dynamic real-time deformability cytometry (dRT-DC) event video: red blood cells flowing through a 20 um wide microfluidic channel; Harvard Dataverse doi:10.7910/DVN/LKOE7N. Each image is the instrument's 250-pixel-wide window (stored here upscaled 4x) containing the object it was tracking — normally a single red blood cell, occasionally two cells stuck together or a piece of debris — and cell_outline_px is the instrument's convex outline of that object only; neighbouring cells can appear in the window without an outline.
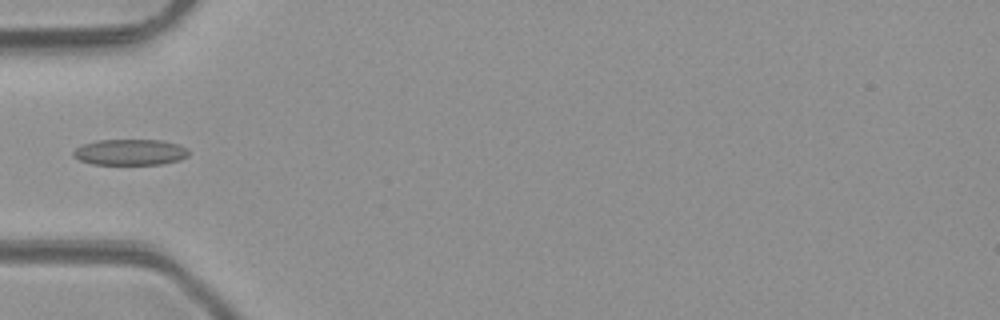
{"species": "common noctule bat (a hibernating species)", "species_latin": "Nyctalus noctula", "temperature_condition": "room temperature", "stored_images_in_passage": 5, "camera_frame_rate_fps": 3000, "um_per_image_px": 0.085, "animal": {"sex": "male", "body_mass_g": 23.1, "forearm_length_mm": 52.7}, "frame": {"image": 1, "passage_image": 5, "time_ms": 4.667, "image_size_px": [1000, 320], "cell_outline_px": [[188, 156], [180, 160], [160, 164], [92, 164], [80, 160], [72, 156], [72, 152], [76, 148], [84, 144], [96, 140], [160, 140], [180, 144], [188, 148]], "centroid_in_image_um": [11.07, 12.93], "position_along_channel_um": 73.9, "area_um2": 17.51}}